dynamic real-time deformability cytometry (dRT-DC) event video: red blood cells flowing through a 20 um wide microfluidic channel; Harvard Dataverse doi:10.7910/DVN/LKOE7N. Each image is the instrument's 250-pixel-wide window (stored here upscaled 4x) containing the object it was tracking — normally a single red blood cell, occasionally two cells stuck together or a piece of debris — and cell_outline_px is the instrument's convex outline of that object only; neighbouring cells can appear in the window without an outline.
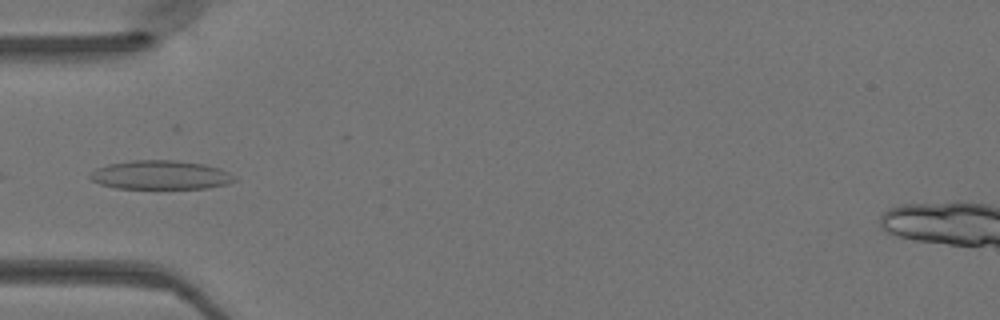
{"species": "Egyptian fruit bat (a non-hibernating species)", "species_latin": "Rousettus aegyptiacus", "temperature_condition": "warm", "stored_images_in_passage": 21, "camera_frame_rate_fps": 3000, "um_per_image_px": 0.085, "animal": {"sex": "female"}, "frame": {"image": 1, "passage_image": 1, "time_ms": 0.0, "image_size_px": [1000, 320], "cell_outline_px": [[236, 180], [228, 184], [208, 188], [116, 188], [100, 184], [92, 180], [88, 176], [96, 168], [108, 164], [132, 160], [176, 160], [204, 164], [220, 168], [236, 176]], "centroid_in_image_um": [13.67, 14.87], "position_along_channel_um": 71.3, "area_um2": 24.39}}
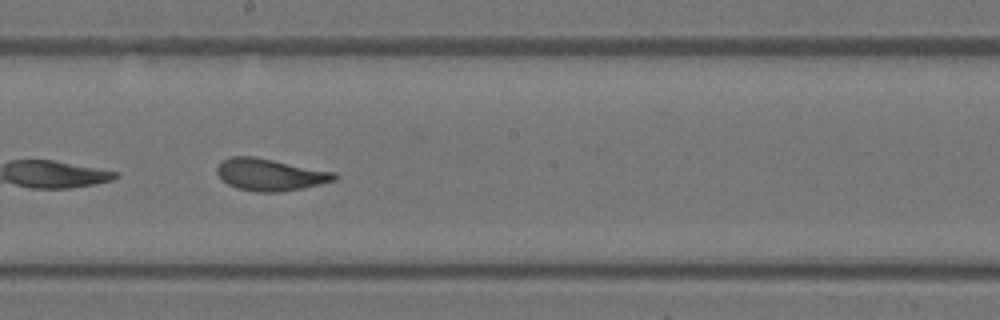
{"frame": {"image": 2, "passage_image": 12, "time_ms": 3.667, "image_size_px": [1000, 320], "cell_outline_px": [[340, 176], [336, 180], [304, 188], [280, 192], [256, 192], [236, 188], [228, 184], [216, 172], [216, 168], [224, 160], [232, 156], [252, 156], [336, 172]], "centroid_in_image_um": [23.0, 14.85], "position_along_channel_um": 225.2, "area_um2": 21.85}}
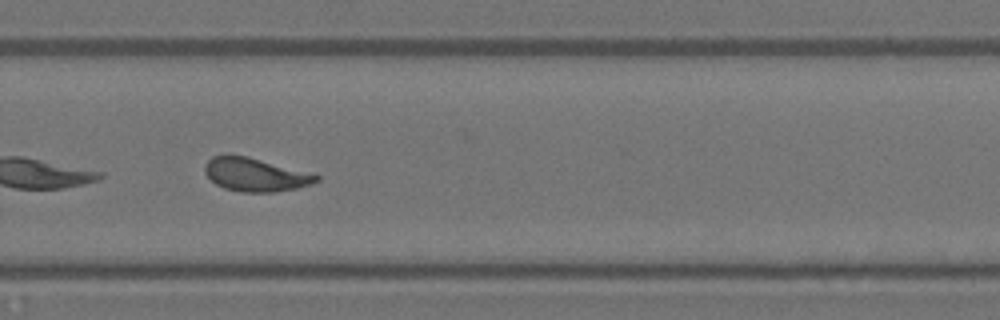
{"frame": {"image": 3, "passage_image": 18, "time_ms": 5.667, "image_size_px": [1000, 320], "cell_outline_px": [[320, 180], [296, 188], [276, 192], [240, 192], [224, 188], [216, 184], [204, 172], [204, 168], [208, 160], [212, 156], [228, 152], [248, 156], [320, 176]], "centroid_in_image_um": [21.62, 14.82], "position_along_channel_um": 308.2, "area_um2": 21.73}}